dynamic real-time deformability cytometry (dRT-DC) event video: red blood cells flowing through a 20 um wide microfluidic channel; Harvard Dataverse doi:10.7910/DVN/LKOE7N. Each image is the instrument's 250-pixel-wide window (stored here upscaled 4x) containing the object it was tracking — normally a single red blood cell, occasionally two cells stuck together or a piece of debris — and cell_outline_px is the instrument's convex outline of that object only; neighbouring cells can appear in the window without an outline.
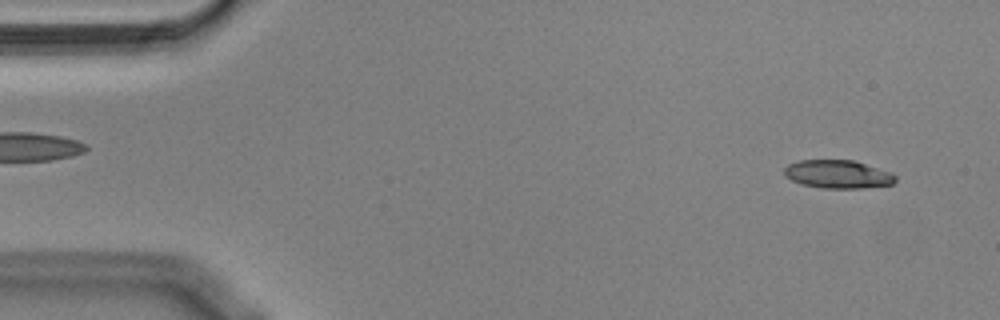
{"species": "Egyptian fruit bat (a non-hibernating species)", "species_latin": "Rousettus aegyptiacus", "temperature_condition": "cold", "stored_images_in_passage": 55, "camera_frame_rate_fps": 3000, "um_per_image_px": 0.085, "animal": {"sex": "male"}, "frame": {"image": 1, "passage_image": 4, "time_ms": 1.0, "image_size_px": [1000, 320], "cell_outline_px": [[896, 180], [892, 184], [860, 188], [820, 188], [800, 184], [784, 176], [784, 168], [788, 164], [800, 160], [852, 160], [888, 172], [896, 176]], "centroid_in_image_um": [71.15, 14.81], "position_along_channel_um": 13.9, "area_um2": 18.09}}
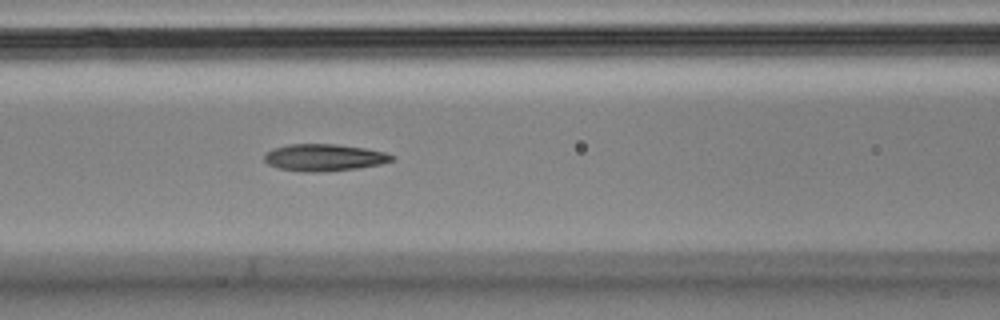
{"frame": {"image": 2, "passage_image": 23, "time_ms": 7.333, "image_size_px": [1000, 320], "cell_outline_px": [[392, 160], [380, 164], [356, 168], [320, 172], [312, 172], [276, 168], [268, 164], [264, 160], [264, 152], [272, 148], [288, 144], [336, 144], [364, 148], [384, 152], [392, 156]], "centroid_in_image_um": [27.46, 13.38], "position_along_channel_um": 139.1, "area_um2": 19.88}}
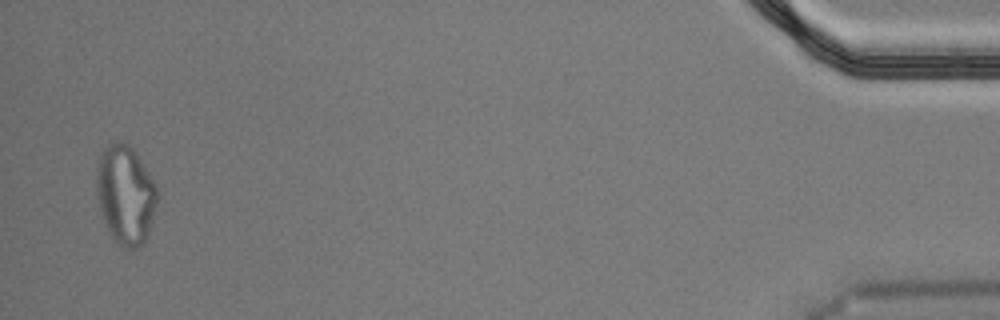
{"frame": {"image": 3, "passage_image": 54, "time_ms": 17.667, "image_size_px": [1000, 320], "cell_outline_px": [[156, 204], [148, 232], [144, 244], [136, 248], [128, 248], [120, 244], [112, 236], [104, 220], [100, 208], [96, 188], [96, 172], [100, 156], [104, 148], [108, 144], [120, 140], [128, 144], [132, 148], [156, 184]], "centroid_in_image_um": [10.65, 16.52], "position_along_channel_um": 424.5, "area_um2": 34.33}, "authors_computed_cell_mechanics": {"area_um2": 19.7098, "velocity_mm_per_s": 3.5955, "shape_relaxation_time_tau1_ms": 8.0872, "shape_relaxation_time_tau2_ms": 2.1781, "deformation_change_tau1": 0.2359, "deformation_change_tau2": 0.1076}}